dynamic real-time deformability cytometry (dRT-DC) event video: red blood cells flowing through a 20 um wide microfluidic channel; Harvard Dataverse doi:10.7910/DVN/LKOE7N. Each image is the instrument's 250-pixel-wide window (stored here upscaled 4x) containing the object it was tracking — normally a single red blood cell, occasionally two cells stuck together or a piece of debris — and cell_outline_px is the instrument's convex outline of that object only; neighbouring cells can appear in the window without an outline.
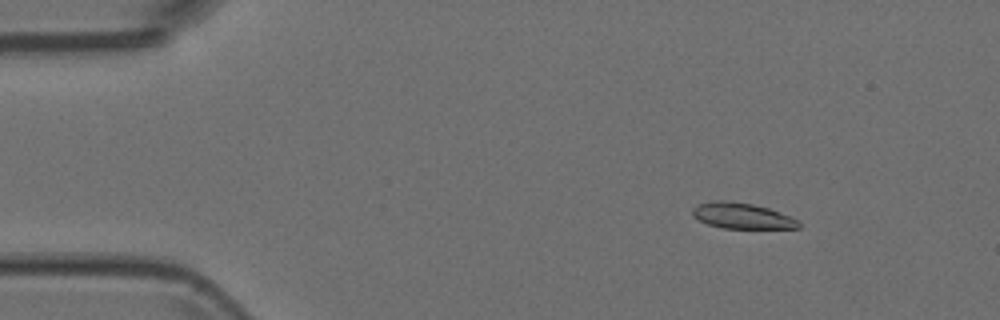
{"species": "Egyptian fruit bat (a non-hibernating species)", "species_latin": "Rousettus aegyptiacus", "temperature_condition": "room temperature", "stored_images_in_passage": 3, "camera_frame_rate_fps": 3000, "um_per_image_px": 0.085, "animal": {"sex": "female"}, "frame": {"image": 1, "passage_image": 1, "time_ms": 0.0, "image_size_px": [1000, 320], "cell_outline_px": [[800, 228], [724, 228], [708, 224], [692, 216], [692, 208], [696, 204], [712, 200], [728, 200], [752, 204], [768, 208], [800, 220]], "centroid_in_image_um": [63.04, 18.33], "position_along_channel_um": 22.0, "area_um2": 16.01}}
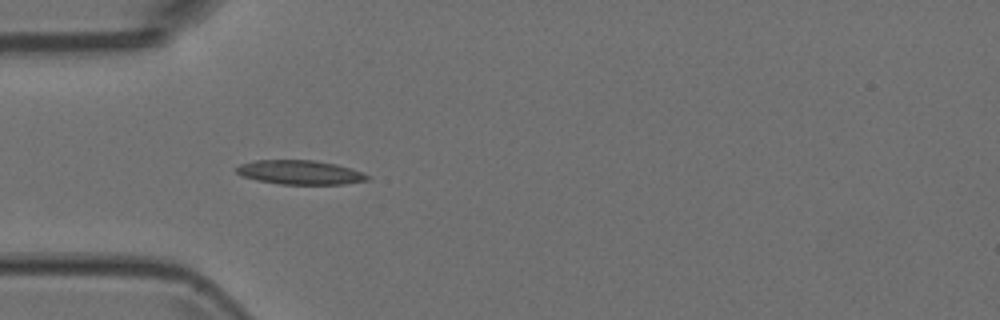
{"frame": {"image": 2, "passage_image": 3, "time_ms": 0.667, "image_size_px": [1000, 320], "cell_outline_px": [[372, 176], [368, 180], [344, 184], [280, 184], [256, 180], [244, 176], [236, 172], [236, 168], [240, 164], [256, 160], [316, 160], [336, 164], [352, 168]], "centroid_in_image_um": [25.54, 14.65], "position_along_channel_um": 59.5, "area_um2": 18.5}}